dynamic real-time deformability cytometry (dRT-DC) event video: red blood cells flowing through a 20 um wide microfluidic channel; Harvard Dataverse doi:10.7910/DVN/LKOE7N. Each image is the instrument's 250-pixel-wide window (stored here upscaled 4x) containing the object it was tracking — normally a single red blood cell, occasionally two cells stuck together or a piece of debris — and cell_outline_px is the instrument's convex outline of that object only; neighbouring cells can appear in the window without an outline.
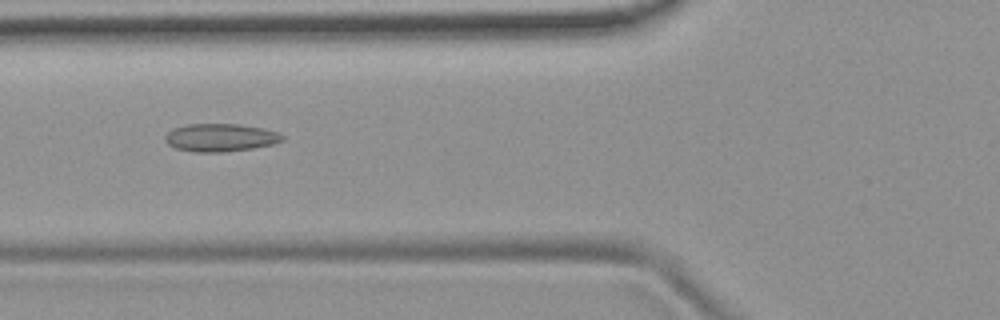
{"species": "common noctule bat (a hibernating species)", "species_latin": "Nyctalus noctula", "temperature_condition": "room temperature", "stored_images_in_passage": 53, "camera_frame_rate_fps": 3000, "um_per_image_px": 0.085, "animal": {"sex": "female", "body_mass_g": 19.9}, "frame": {"image": 1, "passage_image": 20, "time_ms": 6.333, "image_size_px": [1000, 320], "cell_outline_px": [[284, 140], [272, 144], [252, 148], [224, 152], [192, 152], [176, 148], [168, 144], [164, 140], [164, 136], [172, 128], [188, 124], [240, 124], [280, 132], [284, 136]], "centroid_in_image_um": [18.72, 11.69], "position_along_channel_um": 107.1, "area_um2": 19.13}}
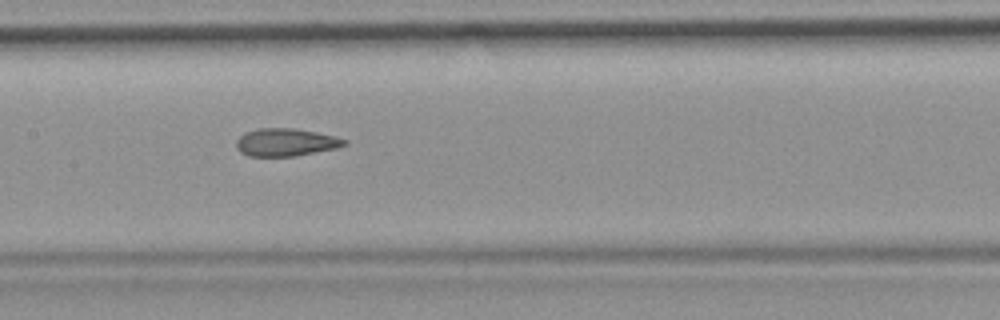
{"frame": {"image": 2, "passage_image": 26, "time_ms": 8.333, "image_size_px": [1000, 320], "cell_outline_px": [[348, 144], [336, 148], [296, 156], [248, 156], [240, 152], [236, 148], [236, 140], [244, 132], [256, 128], [292, 128], [316, 132], [336, 136], [348, 140]], "centroid_in_image_um": [24.28, 12.09], "position_along_channel_um": 183.1, "area_um2": 17.63}}
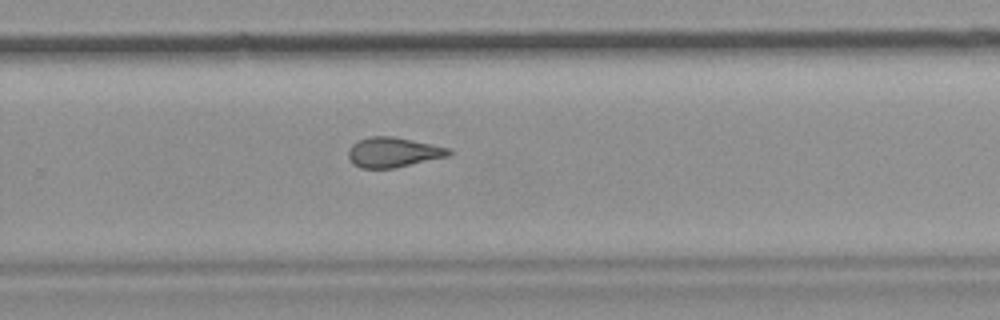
{"frame": {"image": 3, "passage_image": 35, "time_ms": 11.333, "image_size_px": [1000, 320], "cell_outline_px": [[452, 152], [448, 156], [396, 168], [360, 168], [352, 164], [348, 156], [348, 148], [356, 140], [368, 136], [392, 136], [452, 148]], "centroid_in_image_um": [33.4, 12.94], "position_along_channel_um": 296.4, "area_um2": 17.8}, "authors_computed_cell_mechanics": {"area_um2": 18.496, "velocity_mm_per_s": 3.7999, "shape_relaxation_time_tau1_ms": null, "shape_relaxation_time_tau2_ms": 1.886, "deformation_change_tau1": null, "deformation_change_tau2": 0.1009}}